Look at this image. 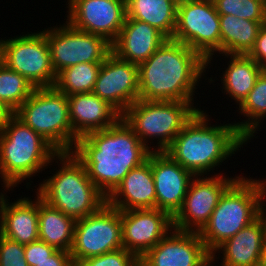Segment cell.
<instances>
[{
    "mask_svg": "<svg viewBox=\"0 0 266 266\" xmlns=\"http://www.w3.org/2000/svg\"><path fill=\"white\" fill-rule=\"evenodd\" d=\"M72 153L94 185L108 197L131 169L147 160L151 150L120 118L111 127L79 137Z\"/></svg>",
    "mask_w": 266,
    "mask_h": 266,
    "instance_id": "6da1fadb",
    "label": "cell"
},
{
    "mask_svg": "<svg viewBox=\"0 0 266 266\" xmlns=\"http://www.w3.org/2000/svg\"><path fill=\"white\" fill-rule=\"evenodd\" d=\"M206 70L207 62L197 52L181 42L167 39L138 65L139 99L194 101L195 90Z\"/></svg>",
    "mask_w": 266,
    "mask_h": 266,
    "instance_id": "7a4b0ae2",
    "label": "cell"
},
{
    "mask_svg": "<svg viewBox=\"0 0 266 266\" xmlns=\"http://www.w3.org/2000/svg\"><path fill=\"white\" fill-rule=\"evenodd\" d=\"M207 114L199 110L164 150L194 176H208L245 145L234 123L212 125Z\"/></svg>",
    "mask_w": 266,
    "mask_h": 266,
    "instance_id": "3957f363",
    "label": "cell"
},
{
    "mask_svg": "<svg viewBox=\"0 0 266 266\" xmlns=\"http://www.w3.org/2000/svg\"><path fill=\"white\" fill-rule=\"evenodd\" d=\"M59 152L13 114L0 130V179L12 191L24 180L42 173ZM43 169V170H42ZM30 179V180H29Z\"/></svg>",
    "mask_w": 266,
    "mask_h": 266,
    "instance_id": "277c9868",
    "label": "cell"
},
{
    "mask_svg": "<svg viewBox=\"0 0 266 266\" xmlns=\"http://www.w3.org/2000/svg\"><path fill=\"white\" fill-rule=\"evenodd\" d=\"M55 161L60 169L36 188L42 200L75 221L107 203V197L94 185L84 165L72 152L58 153Z\"/></svg>",
    "mask_w": 266,
    "mask_h": 266,
    "instance_id": "5b68a950",
    "label": "cell"
},
{
    "mask_svg": "<svg viewBox=\"0 0 266 266\" xmlns=\"http://www.w3.org/2000/svg\"><path fill=\"white\" fill-rule=\"evenodd\" d=\"M261 215V192L257 178L238 177L221 195L209 221L199 232L209 252Z\"/></svg>",
    "mask_w": 266,
    "mask_h": 266,
    "instance_id": "8992f818",
    "label": "cell"
},
{
    "mask_svg": "<svg viewBox=\"0 0 266 266\" xmlns=\"http://www.w3.org/2000/svg\"><path fill=\"white\" fill-rule=\"evenodd\" d=\"M193 104L194 101L138 99L126 109L121 118L147 148L151 151H164L192 117L201 110ZM152 139H158V142L151 148V143H154Z\"/></svg>",
    "mask_w": 266,
    "mask_h": 266,
    "instance_id": "52a82bcc",
    "label": "cell"
},
{
    "mask_svg": "<svg viewBox=\"0 0 266 266\" xmlns=\"http://www.w3.org/2000/svg\"><path fill=\"white\" fill-rule=\"evenodd\" d=\"M14 114L59 153L74 149L79 137L70 123L68 96L55 86L35 88Z\"/></svg>",
    "mask_w": 266,
    "mask_h": 266,
    "instance_id": "ba28073f",
    "label": "cell"
},
{
    "mask_svg": "<svg viewBox=\"0 0 266 266\" xmlns=\"http://www.w3.org/2000/svg\"><path fill=\"white\" fill-rule=\"evenodd\" d=\"M172 39L197 52L207 62L209 69L214 56L220 54L221 40L220 18L213 1L194 0L178 3Z\"/></svg>",
    "mask_w": 266,
    "mask_h": 266,
    "instance_id": "9c48e42d",
    "label": "cell"
},
{
    "mask_svg": "<svg viewBox=\"0 0 266 266\" xmlns=\"http://www.w3.org/2000/svg\"><path fill=\"white\" fill-rule=\"evenodd\" d=\"M123 248L121 211L108 203L98 211L76 220L71 258L76 265L87 258Z\"/></svg>",
    "mask_w": 266,
    "mask_h": 266,
    "instance_id": "30bf717a",
    "label": "cell"
},
{
    "mask_svg": "<svg viewBox=\"0 0 266 266\" xmlns=\"http://www.w3.org/2000/svg\"><path fill=\"white\" fill-rule=\"evenodd\" d=\"M58 26L43 30L56 75L79 63L103 62L112 52L111 43L101 36L78 30L67 21Z\"/></svg>",
    "mask_w": 266,
    "mask_h": 266,
    "instance_id": "8fae6325",
    "label": "cell"
},
{
    "mask_svg": "<svg viewBox=\"0 0 266 266\" xmlns=\"http://www.w3.org/2000/svg\"><path fill=\"white\" fill-rule=\"evenodd\" d=\"M10 38L4 41L3 63L23 75L35 88L54 86L57 75L43 31Z\"/></svg>",
    "mask_w": 266,
    "mask_h": 266,
    "instance_id": "7c38bea8",
    "label": "cell"
},
{
    "mask_svg": "<svg viewBox=\"0 0 266 266\" xmlns=\"http://www.w3.org/2000/svg\"><path fill=\"white\" fill-rule=\"evenodd\" d=\"M223 173L195 176L188 187L182 208L173 217L174 229L200 232L207 224L224 191L238 178ZM227 177V178H226Z\"/></svg>",
    "mask_w": 266,
    "mask_h": 266,
    "instance_id": "4fadbf2b",
    "label": "cell"
},
{
    "mask_svg": "<svg viewBox=\"0 0 266 266\" xmlns=\"http://www.w3.org/2000/svg\"><path fill=\"white\" fill-rule=\"evenodd\" d=\"M66 21L74 28L105 38L113 43L126 17V0H71L66 3Z\"/></svg>",
    "mask_w": 266,
    "mask_h": 266,
    "instance_id": "5bb4252c",
    "label": "cell"
},
{
    "mask_svg": "<svg viewBox=\"0 0 266 266\" xmlns=\"http://www.w3.org/2000/svg\"><path fill=\"white\" fill-rule=\"evenodd\" d=\"M138 65L111 52L102 62L93 93L120 115L139 99Z\"/></svg>",
    "mask_w": 266,
    "mask_h": 266,
    "instance_id": "9a60e30c",
    "label": "cell"
},
{
    "mask_svg": "<svg viewBox=\"0 0 266 266\" xmlns=\"http://www.w3.org/2000/svg\"><path fill=\"white\" fill-rule=\"evenodd\" d=\"M122 246L139 260L172 229L173 217L156 208L121 211Z\"/></svg>",
    "mask_w": 266,
    "mask_h": 266,
    "instance_id": "2e32d148",
    "label": "cell"
},
{
    "mask_svg": "<svg viewBox=\"0 0 266 266\" xmlns=\"http://www.w3.org/2000/svg\"><path fill=\"white\" fill-rule=\"evenodd\" d=\"M147 159L155 183L156 209L174 217L182 208L189 184L195 176L164 151H151Z\"/></svg>",
    "mask_w": 266,
    "mask_h": 266,
    "instance_id": "e0dca14e",
    "label": "cell"
},
{
    "mask_svg": "<svg viewBox=\"0 0 266 266\" xmlns=\"http://www.w3.org/2000/svg\"><path fill=\"white\" fill-rule=\"evenodd\" d=\"M208 252L198 232L172 229L140 260V266H195Z\"/></svg>",
    "mask_w": 266,
    "mask_h": 266,
    "instance_id": "ac0fdd59",
    "label": "cell"
},
{
    "mask_svg": "<svg viewBox=\"0 0 266 266\" xmlns=\"http://www.w3.org/2000/svg\"><path fill=\"white\" fill-rule=\"evenodd\" d=\"M222 254V266H261L266 254V220L260 215L247 227L222 243L215 251Z\"/></svg>",
    "mask_w": 266,
    "mask_h": 266,
    "instance_id": "d6986e66",
    "label": "cell"
},
{
    "mask_svg": "<svg viewBox=\"0 0 266 266\" xmlns=\"http://www.w3.org/2000/svg\"><path fill=\"white\" fill-rule=\"evenodd\" d=\"M4 191L8 192L4 189L0 193V234L22 245L38 240V194L35 200L21 196L8 202Z\"/></svg>",
    "mask_w": 266,
    "mask_h": 266,
    "instance_id": "ffe728a7",
    "label": "cell"
},
{
    "mask_svg": "<svg viewBox=\"0 0 266 266\" xmlns=\"http://www.w3.org/2000/svg\"><path fill=\"white\" fill-rule=\"evenodd\" d=\"M168 38L157 28L137 19H126L111 44L112 52L133 64L146 61Z\"/></svg>",
    "mask_w": 266,
    "mask_h": 266,
    "instance_id": "44dd1931",
    "label": "cell"
},
{
    "mask_svg": "<svg viewBox=\"0 0 266 266\" xmlns=\"http://www.w3.org/2000/svg\"><path fill=\"white\" fill-rule=\"evenodd\" d=\"M107 203L120 211L156 208L155 183L148 159L130 170L107 197Z\"/></svg>",
    "mask_w": 266,
    "mask_h": 266,
    "instance_id": "7402d4cb",
    "label": "cell"
},
{
    "mask_svg": "<svg viewBox=\"0 0 266 266\" xmlns=\"http://www.w3.org/2000/svg\"><path fill=\"white\" fill-rule=\"evenodd\" d=\"M68 107L72 130L78 137L111 127L121 118L111 105L93 92L68 96Z\"/></svg>",
    "mask_w": 266,
    "mask_h": 266,
    "instance_id": "603a6c76",
    "label": "cell"
},
{
    "mask_svg": "<svg viewBox=\"0 0 266 266\" xmlns=\"http://www.w3.org/2000/svg\"><path fill=\"white\" fill-rule=\"evenodd\" d=\"M229 58L226 70L220 76L223 85L222 93L227 94L236 105H240L254 87L258 76L262 72L260 66L254 59L245 54H223ZM224 91V92H223Z\"/></svg>",
    "mask_w": 266,
    "mask_h": 266,
    "instance_id": "cb8c5ba5",
    "label": "cell"
},
{
    "mask_svg": "<svg viewBox=\"0 0 266 266\" xmlns=\"http://www.w3.org/2000/svg\"><path fill=\"white\" fill-rule=\"evenodd\" d=\"M75 220L47 204L38 195L39 239L56 249L70 252Z\"/></svg>",
    "mask_w": 266,
    "mask_h": 266,
    "instance_id": "d4e9b609",
    "label": "cell"
},
{
    "mask_svg": "<svg viewBox=\"0 0 266 266\" xmlns=\"http://www.w3.org/2000/svg\"><path fill=\"white\" fill-rule=\"evenodd\" d=\"M176 0H126V19H137L172 39L177 16Z\"/></svg>",
    "mask_w": 266,
    "mask_h": 266,
    "instance_id": "484cf974",
    "label": "cell"
},
{
    "mask_svg": "<svg viewBox=\"0 0 266 266\" xmlns=\"http://www.w3.org/2000/svg\"><path fill=\"white\" fill-rule=\"evenodd\" d=\"M220 55L245 54L253 48L259 29L266 22L251 21L233 15H219Z\"/></svg>",
    "mask_w": 266,
    "mask_h": 266,
    "instance_id": "4316f807",
    "label": "cell"
},
{
    "mask_svg": "<svg viewBox=\"0 0 266 266\" xmlns=\"http://www.w3.org/2000/svg\"><path fill=\"white\" fill-rule=\"evenodd\" d=\"M237 112L246 116V120L234 123L238 132L245 138L246 145L251 138H256L254 134L261 131V121L266 119V74L261 72L254 87L239 105Z\"/></svg>",
    "mask_w": 266,
    "mask_h": 266,
    "instance_id": "83f0119b",
    "label": "cell"
},
{
    "mask_svg": "<svg viewBox=\"0 0 266 266\" xmlns=\"http://www.w3.org/2000/svg\"><path fill=\"white\" fill-rule=\"evenodd\" d=\"M102 62L79 63L57 74L54 86L67 96L92 92Z\"/></svg>",
    "mask_w": 266,
    "mask_h": 266,
    "instance_id": "f1b7e54d",
    "label": "cell"
},
{
    "mask_svg": "<svg viewBox=\"0 0 266 266\" xmlns=\"http://www.w3.org/2000/svg\"><path fill=\"white\" fill-rule=\"evenodd\" d=\"M35 87L23 75L0 65V100L15 112Z\"/></svg>",
    "mask_w": 266,
    "mask_h": 266,
    "instance_id": "f546056e",
    "label": "cell"
},
{
    "mask_svg": "<svg viewBox=\"0 0 266 266\" xmlns=\"http://www.w3.org/2000/svg\"><path fill=\"white\" fill-rule=\"evenodd\" d=\"M219 15H233L251 21L266 22L265 3L261 0H212Z\"/></svg>",
    "mask_w": 266,
    "mask_h": 266,
    "instance_id": "4dcf8cb0",
    "label": "cell"
},
{
    "mask_svg": "<svg viewBox=\"0 0 266 266\" xmlns=\"http://www.w3.org/2000/svg\"><path fill=\"white\" fill-rule=\"evenodd\" d=\"M75 266H140L139 259L125 248L79 261Z\"/></svg>",
    "mask_w": 266,
    "mask_h": 266,
    "instance_id": "1f68e13d",
    "label": "cell"
},
{
    "mask_svg": "<svg viewBox=\"0 0 266 266\" xmlns=\"http://www.w3.org/2000/svg\"><path fill=\"white\" fill-rule=\"evenodd\" d=\"M0 266H28L24 245L0 234Z\"/></svg>",
    "mask_w": 266,
    "mask_h": 266,
    "instance_id": "d6a6232c",
    "label": "cell"
},
{
    "mask_svg": "<svg viewBox=\"0 0 266 266\" xmlns=\"http://www.w3.org/2000/svg\"><path fill=\"white\" fill-rule=\"evenodd\" d=\"M25 259L28 266H36L37 263L46 260L57 249L54 246L48 245L46 242L38 239L27 245H24Z\"/></svg>",
    "mask_w": 266,
    "mask_h": 266,
    "instance_id": "836d02e7",
    "label": "cell"
},
{
    "mask_svg": "<svg viewBox=\"0 0 266 266\" xmlns=\"http://www.w3.org/2000/svg\"><path fill=\"white\" fill-rule=\"evenodd\" d=\"M247 55L260 66L266 62V23L261 25L255 44Z\"/></svg>",
    "mask_w": 266,
    "mask_h": 266,
    "instance_id": "e575fe53",
    "label": "cell"
},
{
    "mask_svg": "<svg viewBox=\"0 0 266 266\" xmlns=\"http://www.w3.org/2000/svg\"><path fill=\"white\" fill-rule=\"evenodd\" d=\"M36 266H75L71 254L68 251L57 249L46 260L37 263Z\"/></svg>",
    "mask_w": 266,
    "mask_h": 266,
    "instance_id": "d590c367",
    "label": "cell"
},
{
    "mask_svg": "<svg viewBox=\"0 0 266 266\" xmlns=\"http://www.w3.org/2000/svg\"><path fill=\"white\" fill-rule=\"evenodd\" d=\"M13 114L14 112L0 100V130Z\"/></svg>",
    "mask_w": 266,
    "mask_h": 266,
    "instance_id": "8d00e7d4",
    "label": "cell"
},
{
    "mask_svg": "<svg viewBox=\"0 0 266 266\" xmlns=\"http://www.w3.org/2000/svg\"><path fill=\"white\" fill-rule=\"evenodd\" d=\"M216 256V257H215ZM215 252H207L195 266H214L216 259L220 258ZM219 266L222 264H218ZM217 266V265H215Z\"/></svg>",
    "mask_w": 266,
    "mask_h": 266,
    "instance_id": "74e56055",
    "label": "cell"
},
{
    "mask_svg": "<svg viewBox=\"0 0 266 266\" xmlns=\"http://www.w3.org/2000/svg\"><path fill=\"white\" fill-rule=\"evenodd\" d=\"M259 183V188L261 192V215L265 218L266 220V181L265 179H258ZM264 206V207H263Z\"/></svg>",
    "mask_w": 266,
    "mask_h": 266,
    "instance_id": "f35d334b",
    "label": "cell"
},
{
    "mask_svg": "<svg viewBox=\"0 0 266 266\" xmlns=\"http://www.w3.org/2000/svg\"><path fill=\"white\" fill-rule=\"evenodd\" d=\"M4 41L5 39H0V65L3 64Z\"/></svg>",
    "mask_w": 266,
    "mask_h": 266,
    "instance_id": "ab89813d",
    "label": "cell"
},
{
    "mask_svg": "<svg viewBox=\"0 0 266 266\" xmlns=\"http://www.w3.org/2000/svg\"><path fill=\"white\" fill-rule=\"evenodd\" d=\"M261 266H266V254L264 255V258L261 262Z\"/></svg>",
    "mask_w": 266,
    "mask_h": 266,
    "instance_id": "60d3db41",
    "label": "cell"
},
{
    "mask_svg": "<svg viewBox=\"0 0 266 266\" xmlns=\"http://www.w3.org/2000/svg\"><path fill=\"white\" fill-rule=\"evenodd\" d=\"M262 72L266 74V62L262 65Z\"/></svg>",
    "mask_w": 266,
    "mask_h": 266,
    "instance_id": "b9f144b4",
    "label": "cell"
},
{
    "mask_svg": "<svg viewBox=\"0 0 266 266\" xmlns=\"http://www.w3.org/2000/svg\"><path fill=\"white\" fill-rule=\"evenodd\" d=\"M185 1H194V0H176L177 3L185 2Z\"/></svg>",
    "mask_w": 266,
    "mask_h": 266,
    "instance_id": "7bdbcfd3",
    "label": "cell"
},
{
    "mask_svg": "<svg viewBox=\"0 0 266 266\" xmlns=\"http://www.w3.org/2000/svg\"><path fill=\"white\" fill-rule=\"evenodd\" d=\"M265 19H266V3H265Z\"/></svg>",
    "mask_w": 266,
    "mask_h": 266,
    "instance_id": "ee69618b",
    "label": "cell"
}]
</instances>
